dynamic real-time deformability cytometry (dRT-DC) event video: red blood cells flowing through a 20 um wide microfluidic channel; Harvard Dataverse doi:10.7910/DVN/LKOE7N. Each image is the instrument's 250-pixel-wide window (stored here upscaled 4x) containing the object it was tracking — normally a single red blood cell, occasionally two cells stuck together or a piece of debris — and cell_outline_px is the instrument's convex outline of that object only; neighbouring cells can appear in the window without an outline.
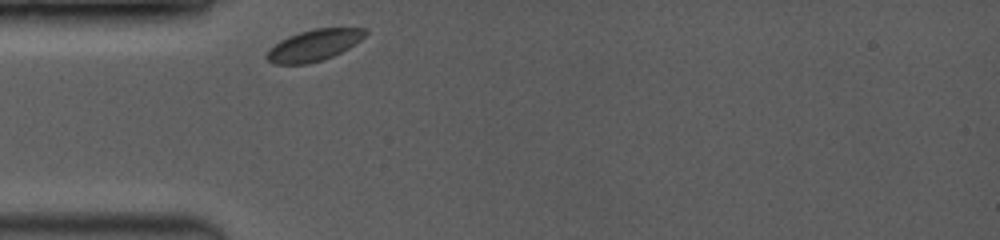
{"species": "common noctule bat (a hibernating species)", "species_latin": "Nyctalus noctula", "temperature_condition": "room temperature", "stored_images_in_passage": 28, "camera_frame_rate_fps": 3500, "um_per_image_px": 0.085, "animal": {"sex": "female", "body_mass_g": 19.0, "forearm_length_mm": 53.3}, "frame": {"image": 1, "passage_image": 1, "time_ms": 0.0, "image_size_px": [1000, 240], "cell_outline_px": [[368, 32], [360, 40], [348, 48], [332, 56], [308, 64], [272, 64], [264, 56], [280, 40], [288, 36], [300, 32], [316, 28], [368, 28]], "centroid_in_image_um": [26.69, 3.84], "position_along_channel_um": 58.3, "area_um2": 17.74}}
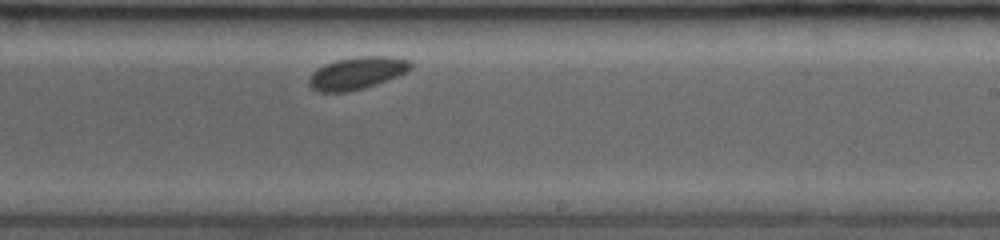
{"frame": {"image": 2, "passage_image": 16, "time_ms": 5.429, "image_size_px": [1000, 240], "cell_outline_px": [[412, 68], [408, 72], [376, 84], [348, 92], [320, 92], [312, 88], [308, 84], [308, 76], [312, 72], [324, 64], [336, 60], [360, 56], [388, 56], [408, 60], [412, 64]], "centroid_in_image_um": [30.32, 6.21], "position_along_channel_um": 258.7, "area_um2": 19.19}}
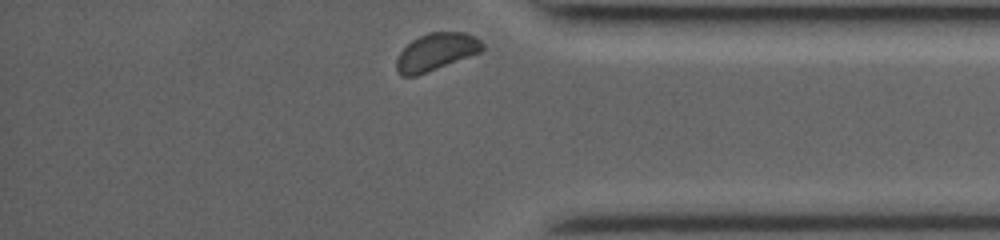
{"frame": {"image": 3, "passage_image": 27, "time_ms": 9.143, "image_size_px": [1000, 240], "cell_outline_px": [[484, 48], [480, 52], [416, 76], [400, 76], [396, 68], [396, 60], [400, 52], [412, 40], [428, 32], [464, 32], [476, 36], [484, 44]], "centroid_in_image_um": [37.07, 4.4], "position_along_channel_um": 398.1, "area_um2": 18.55}}